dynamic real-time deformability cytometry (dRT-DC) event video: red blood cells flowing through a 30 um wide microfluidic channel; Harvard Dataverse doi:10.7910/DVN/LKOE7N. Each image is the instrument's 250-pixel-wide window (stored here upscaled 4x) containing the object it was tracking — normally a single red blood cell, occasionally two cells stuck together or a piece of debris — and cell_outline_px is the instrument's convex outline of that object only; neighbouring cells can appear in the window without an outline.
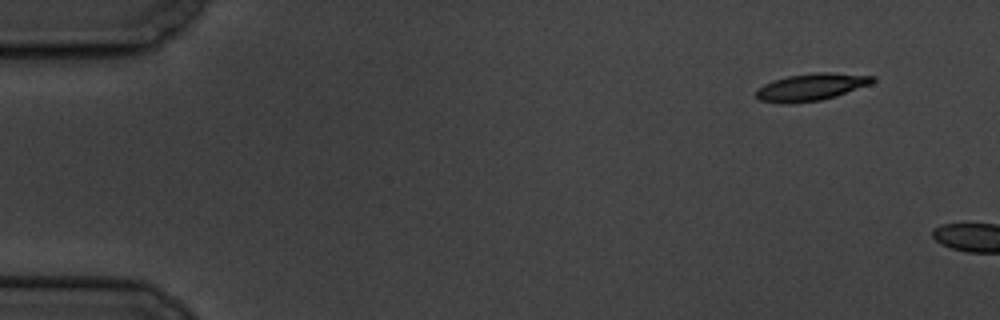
{"species": "common noctule bat (a hibernating species)", "species_latin": "Nyctalus noctula", "temperature_condition": "cold", "stored_images_in_passage": 2, "camera_frame_rate_fps": 3000, "um_per_image_px": 0.085, "animal": {"sex": "male", "body_mass_g": 19.5, "forearm_length_mm": 54.6}, "frame": {"image": 1, "passage_image": 1, "time_ms": 0.0, "image_size_px": [1000, 320], "cell_outline_px": [[876, 80], [872, 84], [836, 96], [820, 100], [760, 100], [756, 96], [756, 88], [772, 80], [788, 76], [816, 72], [828, 72], [876, 76]], "centroid_in_image_um": [69.06, 7.33], "position_along_channel_um": 15.9, "area_um2": 17.69}}